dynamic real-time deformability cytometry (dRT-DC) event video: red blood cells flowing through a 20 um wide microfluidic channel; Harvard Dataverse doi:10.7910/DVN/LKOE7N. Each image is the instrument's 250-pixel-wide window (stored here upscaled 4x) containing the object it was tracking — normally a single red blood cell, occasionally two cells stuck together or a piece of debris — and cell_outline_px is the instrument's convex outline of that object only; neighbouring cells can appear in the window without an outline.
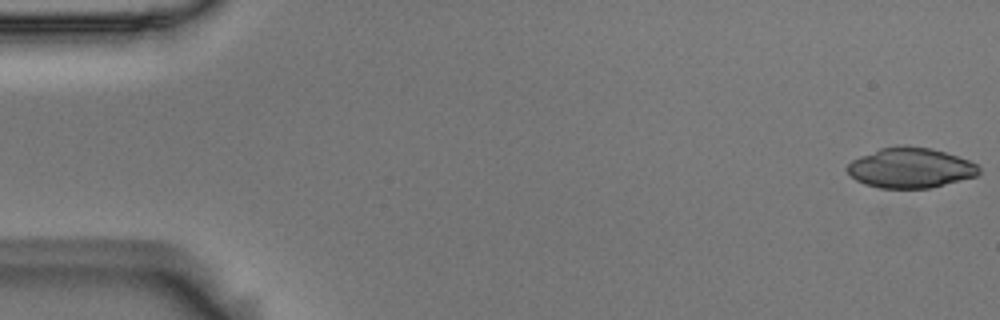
{"species": "Egyptian fruit bat (a non-hibernating species)", "species_latin": "Rousettus aegyptiacus", "temperature_condition": "room temperature", "stored_images_in_passage": 54, "camera_frame_rate_fps": 3000, "um_per_image_px": 0.085, "animal": {"sex": "male"}, "frame": {"image": 1, "passage_image": 1, "time_ms": 0.0, "image_size_px": [1000, 320], "cell_outline_px": [[980, 172], [976, 176], [928, 188], [880, 188], [864, 184], [856, 180], [848, 172], [848, 164], [852, 160], [860, 156], [880, 148], [896, 144], [904, 144], [932, 148], [968, 160], [976, 164], [980, 168]], "centroid_in_image_um": [77.37, 14.25], "position_along_channel_um": 7.6, "area_um2": 30.81}}
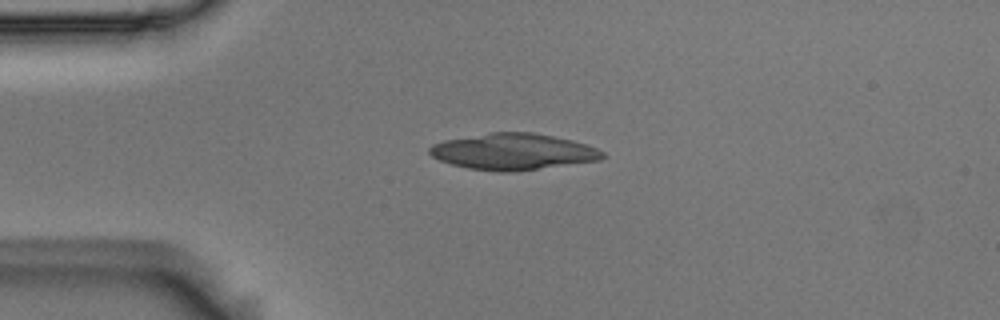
{"frame": {"image": 2, "passage_image": 13, "time_ms": 4.0, "image_size_px": [1000, 320], "cell_outline_px": [[604, 156], [600, 160], [508, 172], [500, 172], [468, 168], [452, 164], [440, 160], [432, 156], [428, 152], [428, 148], [432, 144], [444, 140], [488, 132], [532, 132], [572, 140], [588, 144], [604, 152]], "centroid_in_image_um": [43.59, 12.88], "position_along_channel_um": 41.4, "area_um2": 36.41}}